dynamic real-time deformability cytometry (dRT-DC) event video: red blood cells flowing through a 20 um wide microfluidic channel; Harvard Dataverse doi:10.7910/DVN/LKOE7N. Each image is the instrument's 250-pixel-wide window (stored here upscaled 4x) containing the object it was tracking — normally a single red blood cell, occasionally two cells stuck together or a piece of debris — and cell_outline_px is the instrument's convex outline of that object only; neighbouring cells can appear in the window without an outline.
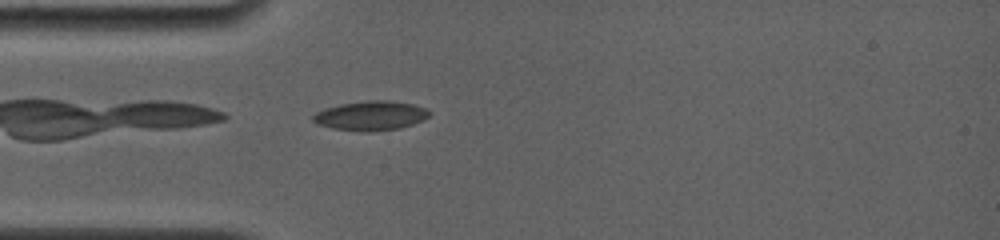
{"species": "common noctule bat (a hibernating species)", "species_latin": "Nyctalus noctula", "temperature_condition": "room temperature", "stored_images_in_passage": 28, "camera_frame_rate_fps": 4000, "um_per_image_px": 0.085, "animal": {"sex": "female", "body_mass_g": 19.0, "forearm_length_mm": 56.7}, "frame": {"image": 1, "passage_image": 1, "time_ms": 0.0, "image_size_px": [1000, 240], "cell_outline_px": [[432, 112], [424, 120], [400, 128], [372, 132], [364, 132], [332, 128], [320, 124], [312, 120], [312, 116], [316, 112], [324, 108], [340, 104], [368, 100], [388, 100], [412, 104], [424, 108]], "centroid_in_image_um": [31.52, 9.83], "position_along_channel_um": 53.5, "area_um2": 19.94}}